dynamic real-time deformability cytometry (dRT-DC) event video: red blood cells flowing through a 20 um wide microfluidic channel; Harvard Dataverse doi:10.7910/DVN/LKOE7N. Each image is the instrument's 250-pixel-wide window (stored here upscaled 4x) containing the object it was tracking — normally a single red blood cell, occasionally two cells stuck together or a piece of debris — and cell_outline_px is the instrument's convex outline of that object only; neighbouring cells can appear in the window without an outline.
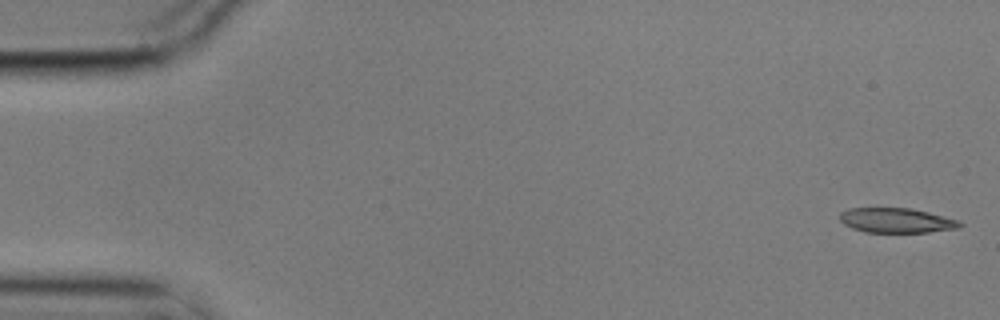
{"species": "common noctule bat (a hibernating species)", "species_latin": "Nyctalus noctula", "temperature_condition": "cold", "stored_images_in_passage": 5, "camera_frame_rate_fps": 3000, "um_per_image_px": 0.085, "animal": {"sex": "male", "body_mass_g": 17.9}, "frame": {"image": 1, "passage_image": 1, "time_ms": 0.0, "image_size_px": [1000, 320], "cell_outline_px": [[964, 224], [960, 228], [928, 232], [864, 232], [852, 228], [844, 224], [840, 220], [840, 212], [848, 208], [912, 208], [960, 220]], "centroid_in_image_um": [76.22, 18.73], "position_along_channel_um": 8.8, "area_um2": 17.46}}
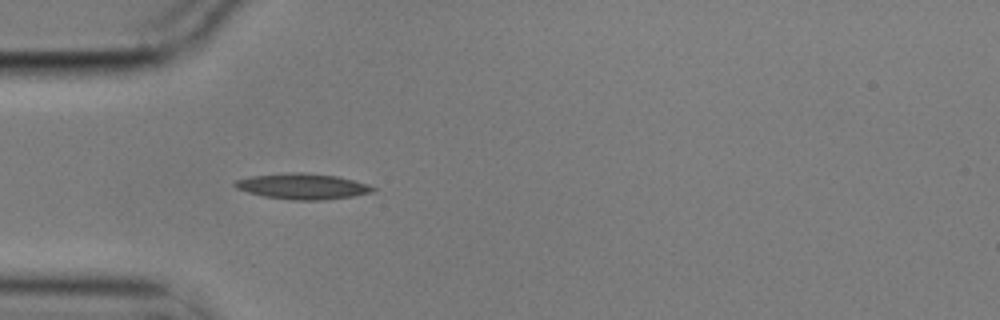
{"frame": {"image": 2, "passage_image": 5, "time_ms": 1.333, "image_size_px": [1000, 320], "cell_outline_px": [[376, 192], [352, 196], [324, 200], [292, 200], [264, 196], [248, 192], [236, 188], [232, 184], [236, 180], [252, 176], [292, 172], [300, 172], [336, 176], [368, 184], [376, 188]], "centroid_in_image_um": [25.74, 15.84], "position_along_channel_um": 59.3, "area_um2": 20.58}}